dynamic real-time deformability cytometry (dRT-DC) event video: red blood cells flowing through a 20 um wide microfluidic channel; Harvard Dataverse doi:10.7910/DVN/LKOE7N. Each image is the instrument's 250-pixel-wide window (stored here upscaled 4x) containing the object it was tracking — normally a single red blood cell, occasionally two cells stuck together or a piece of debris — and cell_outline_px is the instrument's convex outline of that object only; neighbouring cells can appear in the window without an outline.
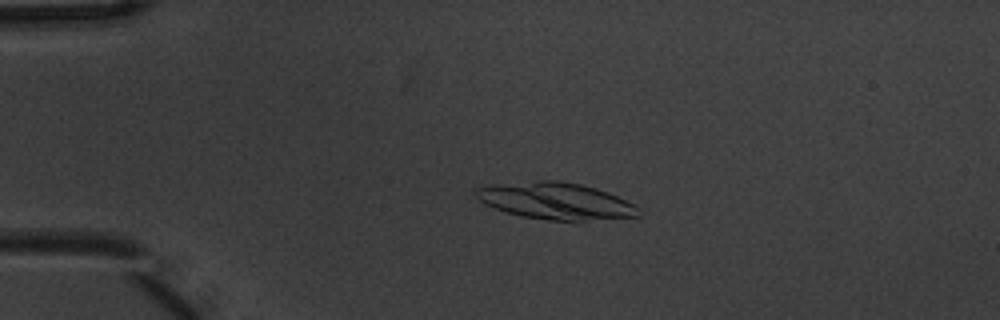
{"species": "common noctule bat (a hibernating species)", "species_latin": "Nyctalus noctula", "temperature_condition": "warm", "stored_images_in_passage": 5, "segment_of_instrument_passage": [1, 2], "camera_frame_rate_fps": 3000, "um_per_image_px": 0.085, "animal": {"sex": "male", "body_mass_g": 20.1, "forearm_length_mm": 53.5}, "frame": {"image": 1, "passage_image": 3, "time_ms": 0.667, "image_size_px": [1000, 320], "cell_outline_px": [[640, 216], [580, 224], [548, 220], [520, 216], [504, 212], [484, 204], [476, 196], [476, 188], [496, 184], [540, 180], [556, 180], [580, 184], [596, 188], [608, 192], [640, 208]], "centroid_in_image_um": [47.31, 17.14], "position_along_channel_um": 37.7, "area_um2": 35.84}}